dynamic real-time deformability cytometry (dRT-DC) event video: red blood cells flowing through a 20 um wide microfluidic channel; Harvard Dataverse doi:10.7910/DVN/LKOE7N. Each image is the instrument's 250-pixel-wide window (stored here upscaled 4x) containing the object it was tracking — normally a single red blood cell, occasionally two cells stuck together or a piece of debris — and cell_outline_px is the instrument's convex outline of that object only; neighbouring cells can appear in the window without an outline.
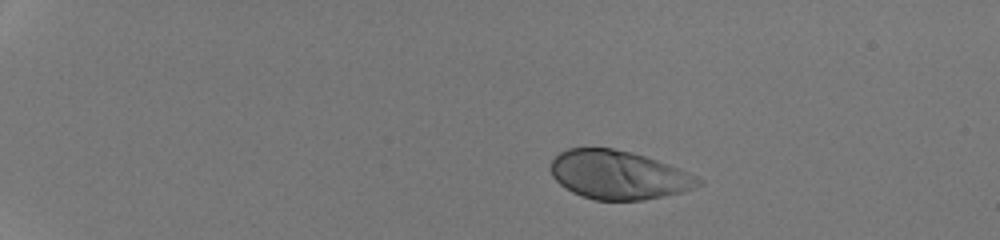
{"species": "human", "species_latin": "Homo sapiens", "temperature_condition": "room temperature", "stored_images_in_passage": 41, "camera_frame_rate_fps": 3000, "um_per_image_px": 0.085, "donor": {"sex": "male"}, "frame": {"image": 1, "passage_image": 1, "time_ms": 0.0, "image_size_px": [1000, 240], "cell_outline_px": [[704, 184], [680, 192], [664, 196], [644, 200], [596, 200], [580, 196], [572, 192], [560, 184], [552, 176], [548, 168], [552, 160], [560, 152], [568, 148], [612, 148], [632, 152], [668, 164], [696, 176], [704, 180]], "centroid_in_image_um": [52.54, 14.87], "position_along_channel_um": 32.5, "area_um2": 41.85}}
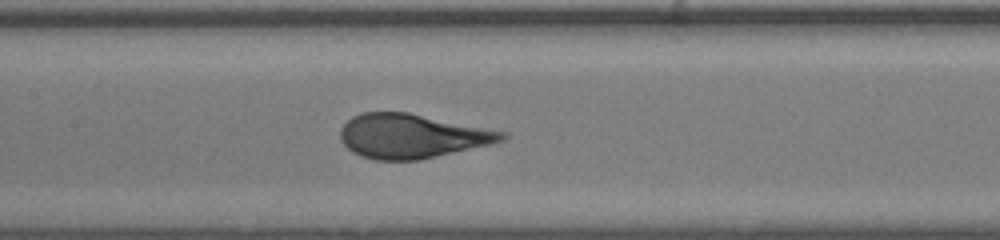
{"frame": {"image": 2, "passage_image": 19, "time_ms": 6.0, "image_size_px": [1000, 240], "cell_outline_px": [[508, 136], [504, 140], [492, 144], [420, 160], [376, 160], [360, 156], [352, 152], [340, 140], [340, 128], [352, 116], [360, 112], [408, 112], [504, 132]], "centroid_in_image_um": [34.96, 11.57], "position_along_channel_um": 172.4, "area_um2": 41.56}}
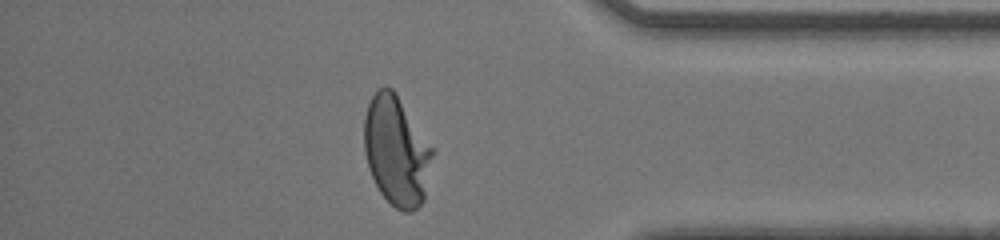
{"frame": {"image": 3, "passage_image": 36, "time_ms": 11.667, "image_size_px": [1000, 240], "cell_outline_px": [[436, 152], [424, 200], [412, 212], [404, 212], [396, 208], [380, 192], [368, 168], [364, 152], [364, 116], [368, 104], [372, 96], [380, 88], [388, 84], [396, 92], [436, 148]], "centroid_in_image_um": [33.75, 12.79], "position_along_channel_um": 401.4, "area_um2": 44.74}, "authors_computed_cell_mechanics": {"area_um2": 41.7316, "velocity_mm_per_s": 4.2604, "shape_relaxation_time_tau1_ms": 3.8765, "shape_relaxation_time_tau2_ms": null, "deformation_change_tau1": 0.2125, "deformation_change_tau2": null}}